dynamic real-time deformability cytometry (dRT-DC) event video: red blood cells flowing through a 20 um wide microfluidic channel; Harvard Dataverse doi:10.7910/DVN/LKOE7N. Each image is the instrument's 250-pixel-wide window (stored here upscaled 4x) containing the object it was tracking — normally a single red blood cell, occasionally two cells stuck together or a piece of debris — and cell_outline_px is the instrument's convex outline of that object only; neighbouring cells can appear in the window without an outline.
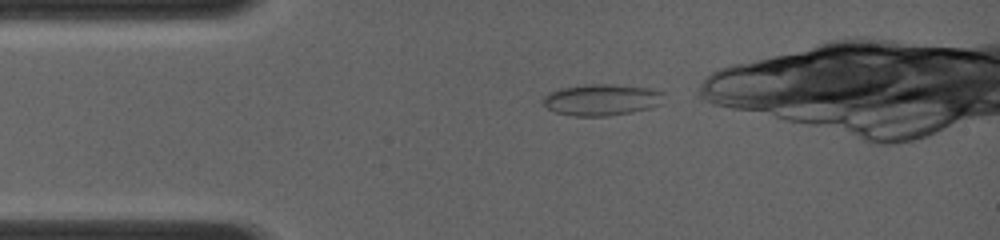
{"species": "common noctule bat (a hibernating species)", "species_latin": "Nyctalus noctula", "temperature_condition": "room temperature", "stored_images_in_passage": 24, "camera_frame_rate_fps": 4000, "um_per_image_px": 0.085, "animal": {"sex": "female", "body_mass_g": 19.0, "forearm_length_mm": 56.7}, "frame": {"image": 1, "passage_image": 1, "time_ms": 0.0, "image_size_px": [1000, 240], "cell_outline_px": [[664, 92], [660, 104], [652, 108], [632, 112], [604, 116], [576, 116], [556, 112], [548, 108], [544, 104], [544, 96], [560, 88], [584, 84], [612, 84], [652, 88]], "centroid_in_image_um": [51.18, 8.47], "position_along_channel_um": 33.8, "area_um2": 22.08}}
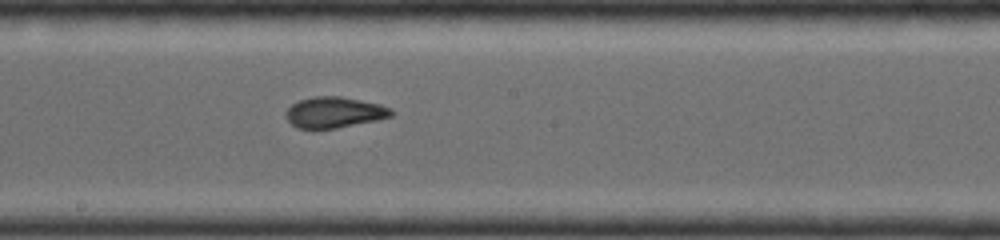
{"frame": {"image": 2, "passage_image": 13, "time_ms": 4.75, "image_size_px": [1000, 240], "cell_outline_px": [[396, 112], [392, 116], [376, 120], [336, 128], [296, 128], [284, 116], [288, 108], [292, 104], [300, 100], [316, 96], [340, 96], [380, 104], [392, 108]], "centroid_in_image_um": [28.44, 9.54], "position_along_channel_um": 219.8, "area_um2": 18.9}}
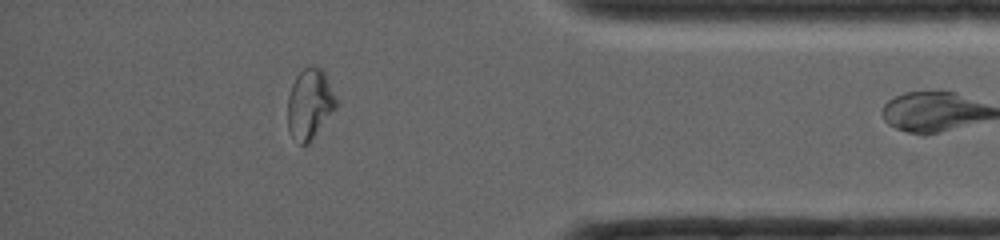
{"frame": {"image": 3, "passage_image": 23, "time_ms": 9.25, "image_size_px": [1000, 240], "cell_outline_px": [[336, 108], [308, 144], [300, 144], [288, 128], [288, 96], [292, 84], [296, 76], [304, 68], [312, 64], [320, 68], [324, 72], [336, 100]], "centroid_in_image_um": [26.31, 8.81], "position_along_channel_um": 408.9, "area_um2": 19.42}}